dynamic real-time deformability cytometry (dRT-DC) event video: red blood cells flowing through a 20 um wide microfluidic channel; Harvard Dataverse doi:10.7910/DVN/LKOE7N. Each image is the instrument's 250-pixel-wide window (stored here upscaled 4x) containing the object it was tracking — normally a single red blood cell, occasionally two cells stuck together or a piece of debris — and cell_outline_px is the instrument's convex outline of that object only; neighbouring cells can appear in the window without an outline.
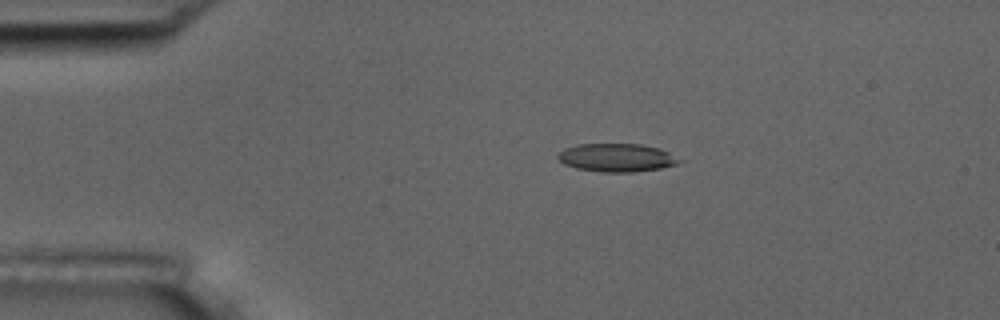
{"species": "common noctule bat (a hibernating species)", "species_latin": "Nyctalus noctula", "temperature_condition": "room temperature", "stored_images_in_passage": 4, "camera_frame_rate_fps": 3000, "um_per_image_px": 0.085, "animal": {"sex": "male", "body_mass_g": 17.5, "forearm_length_mm": 52.3}, "frame": {"image": 1, "passage_image": 3, "time_ms": 2.333, "image_size_px": [1000, 320], "cell_outline_px": [[684, 160], [680, 164], [660, 168], [632, 172], [600, 172], [576, 168], [564, 164], [556, 156], [564, 148], [576, 144], [640, 144], [660, 148]], "centroid_in_image_um": [52.44, 13.4], "position_along_channel_um": 32.6, "area_um2": 20.11}}